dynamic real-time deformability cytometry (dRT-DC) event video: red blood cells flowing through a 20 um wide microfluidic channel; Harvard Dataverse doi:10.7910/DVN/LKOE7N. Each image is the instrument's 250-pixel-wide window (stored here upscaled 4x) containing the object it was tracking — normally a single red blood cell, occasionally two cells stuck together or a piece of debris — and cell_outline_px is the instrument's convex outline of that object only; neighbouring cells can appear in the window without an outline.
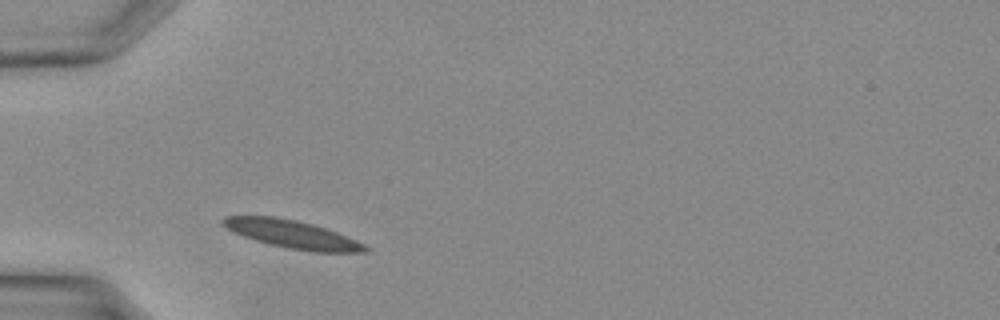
{"species": "Egyptian fruit bat (a non-hibernating species)", "species_latin": "Rousettus aegyptiacus", "temperature_condition": "warm", "stored_images_in_passage": 23, "camera_frame_rate_fps": 3000, "um_per_image_px": 0.085, "animal": {"sex": "female"}, "frame": {"image": 1, "passage_image": 1, "time_ms": 0.0, "image_size_px": [1000, 320], "cell_outline_px": [[372, 248], [368, 252], [312, 252], [288, 248], [256, 240], [244, 236], [228, 228], [220, 220], [224, 216], [276, 216], [296, 220], [312, 224], [336, 232], [356, 240]], "centroid_in_image_um": [24.9, 19.91], "position_along_channel_um": 60.1, "area_um2": 22.89}}
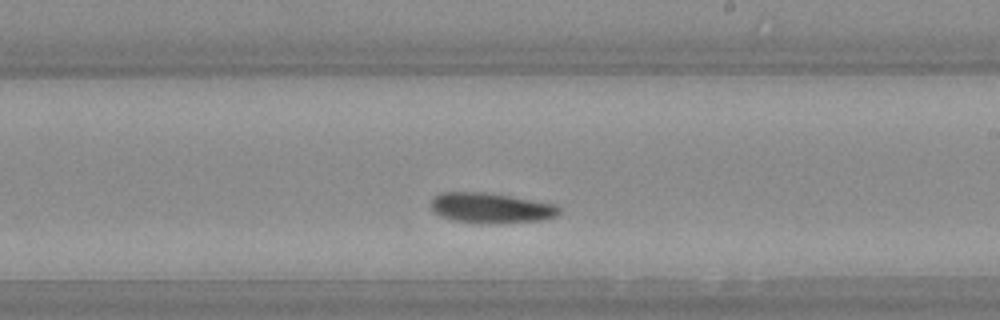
{"frame": {"image": 2, "passage_image": 12, "time_ms": 3.667, "image_size_px": [1000, 320], "cell_outline_px": [[560, 212], [556, 216], [544, 220], [452, 220], [440, 216], [432, 212], [428, 204], [432, 196], [440, 192], [484, 192], [556, 204], [560, 208]], "centroid_in_image_um": [41.63, 17.61], "position_along_channel_um": 247.4, "area_um2": 21.62}}
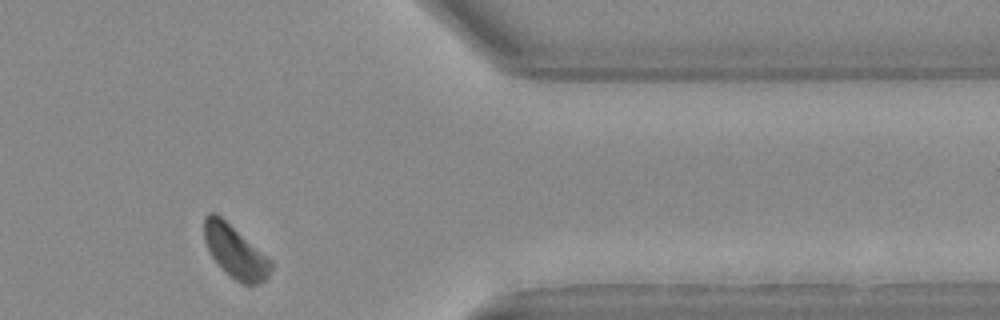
{"frame": {"image": 3, "passage_image": 21, "time_ms": 6.667, "image_size_px": [1000, 320], "cell_outline_px": [[272, 268], [268, 276], [264, 280], [256, 284], [240, 284], [224, 272], [220, 268], [212, 256], [204, 240], [204, 216], [208, 212], [216, 212], [272, 260]], "centroid_in_image_um": [19.97, 21.39], "position_along_channel_um": 391.4, "area_um2": 20.52}}